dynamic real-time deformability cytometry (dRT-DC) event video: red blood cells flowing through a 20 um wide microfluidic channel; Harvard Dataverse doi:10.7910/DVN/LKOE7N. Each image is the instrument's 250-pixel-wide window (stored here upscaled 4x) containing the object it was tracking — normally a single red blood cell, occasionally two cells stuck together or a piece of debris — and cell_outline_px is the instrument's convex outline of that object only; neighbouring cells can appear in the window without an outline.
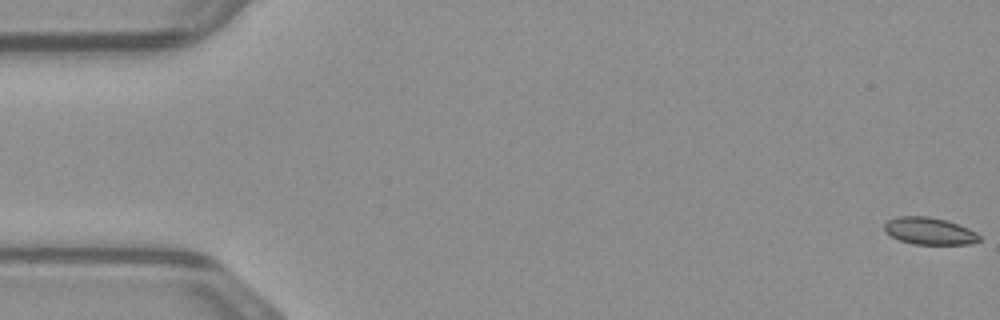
{"species": "common noctule bat (a hibernating species)", "species_latin": "Nyctalus noctula", "temperature_condition": "warm", "stored_images_in_passage": 11, "camera_frame_rate_fps": 3000, "um_per_image_px": 0.085, "animal": {"sex": "male", "body_mass_g": 23.1, "forearm_length_mm": 52.7}, "frame": {"image": 1, "passage_image": 1, "time_ms": 0.0, "image_size_px": [1000, 320], "cell_outline_px": [[980, 240], [968, 244], [912, 244], [900, 240], [884, 232], [884, 224], [888, 220], [896, 216], [928, 216], [944, 220], [968, 228], [976, 232], [980, 236]], "centroid_in_image_um": [78.96, 19.63], "position_along_channel_um": 6.0, "area_um2": 14.91}}